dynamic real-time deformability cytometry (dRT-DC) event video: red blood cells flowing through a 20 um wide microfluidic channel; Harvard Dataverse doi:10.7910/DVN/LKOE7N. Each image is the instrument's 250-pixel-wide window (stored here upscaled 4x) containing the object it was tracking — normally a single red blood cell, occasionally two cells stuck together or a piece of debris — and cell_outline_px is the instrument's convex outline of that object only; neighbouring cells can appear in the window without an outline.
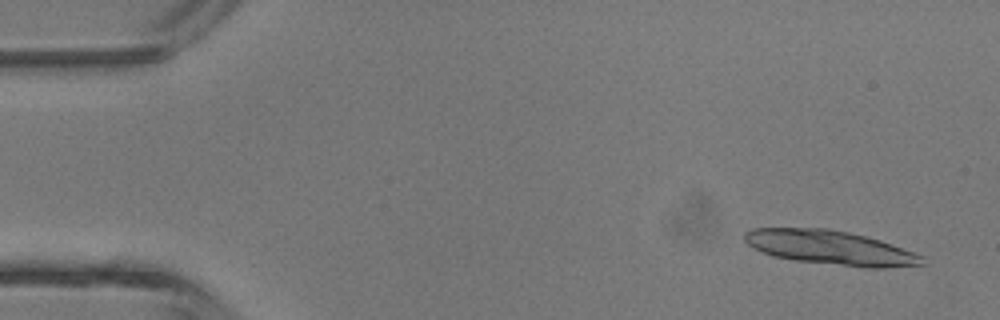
{"species": "common noctule bat (a hibernating species)", "species_latin": "Nyctalus noctula", "temperature_condition": "room temperature", "stored_images_in_passage": 4, "camera_frame_rate_fps": 3000, "um_per_image_px": 0.085, "animal": {"sex": "male", "body_mass_g": 13.3}, "frame": {"image": 1, "passage_image": 1, "time_ms": 0.0, "image_size_px": [1000, 320], "cell_outline_px": [[924, 264], [884, 268], [864, 268], [792, 260], [772, 256], [752, 248], [744, 240], [744, 232], [752, 228], [828, 228], [848, 232], [880, 240], [892, 244], [924, 256]], "centroid_in_image_um": [70.55, 21.06], "position_along_channel_um": 14.4, "area_um2": 35.66}}